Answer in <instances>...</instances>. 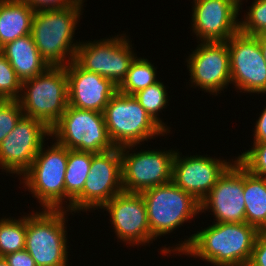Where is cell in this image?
Returning <instances> with one entry per match:
<instances>
[{"instance_id":"cell-1","label":"cell","mask_w":266,"mask_h":266,"mask_svg":"<svg viewBox=\"0 0 266 266\" xmlns=\"http://www.w3.org/2000/svg\"><path fill=\"white\" fill-rule=\"evenodd\" d=\"M259 230L244 223H218L197 231L176 244L165 247L161 253H181L199 258L213 266H247L254 248Z\"/></svg>"},{"instance_id":"cell-2","label":"cell","mask_w":266,"mask_h":266,"mask_svg":"<svg viewBox=\"0 0 266 266\" xmlns=\"http://www.w3.org/2000/svg\"><path fill=\"white\" fill-rule=\"evenodd\" d=\"M84 2L77 0L66 8L35 11L31 35L39 53L50 67H65L75 60L80 41L74 42L73 37L83 13Z\"/></svg>"},{"instance_id":"cell-3","label":"cell","mask_w":266,"mask_h":266,"mask_svg":"<svg viewBox=\"0 0 266 266\" xmlns=\"http://www.w3.org/2000/svg\"><path fill=\"white\" fill-rule=\"evenodd\" d=\"M18 101L24 116L38 119L51 129L68 106L65 67H49L38 76L22 81Z\"/></svg>"},{"instance_id":"cell-4","label":"cell","mask_w":266,"mask_h":266,"mask_svg":"<svg viewBox=\"0 0 266 266\" xmlns=\"http://www.w3.org/2000/svg\"><path fill=\"white\" fill-rule=\"evenodd\" d=\"M66 209H43L27 214L25 250L36 266H69ZM66 228V229H65Z\"/></svg>"},{"instance_id":"cell-5","label":"cell","mask_w":266,"mask_h":266,"mask_svg":"<svg viewBox=\"0 0 266 266\" xmlns=\"http://www.w3.org/2000/svg\"><path fill=\"white\" fill-rule=\"evenodd\" d=\"M141 195L147 208L151 243L201 213L200 202L172 181L147 189Z\"/></svg>"},{"instance_id":"cell-6","label":"cell","mask_w":266,"mask_h":266,"mask_svg":"<svg viewBox=\"0 0 266 266\" xmlns=\"http://www.w3.org/2000/svg\"><path fill=\"white\" fill-rule=\"evenodd\" d=\"M103 115L115 147L140 145L142 141L167 135L133 95L117 91L105 106Z\"/></svg>"},{"instance_id":"cell-7","label":"cell","mask_w":266,"mask_h":266,"mask_svg":"<svg viewBox=\"0 0 266 266\" xmlns=\"http://www.w3.org/2000/svg\"><path fill=\"white\" fill-rule=\"evenodd\" d=\"M43 144L30 168L22 175L23 187L39 200L42 209H65V172L68 149L56 141ZM64 202V203H63Z\"/></svg>"},{"instance_id":"cell-8","label":"cell","mask_w":266,"mask_h":266,"mask_svg":"<svg viewBox=\"0 0 266 266\" xmlns=\"http://www.w3.org/2000/svg\"><path fill=\"white\" fill-rule=\"evenodd\" d=\"M50 132L53 140L70 150L103 153L116 148L109 137L103 113L92 110L68 105Z\"/></svg>"},{"instance_id":"cell-9","label":"cell","mask_w":266,"mask_h":266,"mask_svg":"<svg viewBox=\"0 0 266 266\" xmlns=\"http://www.w3.org/2000/svg\"><path fill=\"white\" fill-rule=\"evenodd\" d=\"M137 145L120 147L123 191H143L172 181V163L176 150L132 151ZM130 150L132 153H130Z\"/></svg>"},{"instance_id":"cell-10","label":"cell","mask_w":266,"mask_h":266,"mask_svg":"<svg viewBox=\"0 0 266 266\" xmlns=\"http://www.w3.org/2000/svg\"><path fill=\"white\" fill-rule=\"evenodd\" d=\"M126 37L115 35L110 39L80 42L75 61L85 70L97 73L119 87L137 56Z\"/></svg>"},{"instance_id":"cell-11","label":"cell","mask_w":266,"mask_h":266,"mask_svg":"<svg viewBox=\"0 0 266 266\" xmlns=\"http://www.w3.org/2000/svg\"><path fill=\"white\" fill-rule=\"evenodd\" d=\"M123 191L120 148L92 153L90 172L82 193L72 202V212L98 210ZM96 208V209H95Z\"/></svg>"},{"instance_id":"cell-12","label":"cell","mask_w":266,"mask_h":266,"mask_svg":"<svg viewBox=\"0 0 266 266\" xmlns=\"http://www.w3.org/2000/svg\"><path fill=\"white\" fill-rule=\"evenodd\" d=\"M231 83L243 93L266 94V62L259 35L237 32L227 40Z\"/></svg>"},{"instance_id":"cell-13","label":"cell","mask_w":266,"mask_h":266,"mask_svg":"<svg viewBox=\"0 0 266 266\" xmlns=\"http://www.w3.org/2000/svg\"><path fill=\"white\" fill-rule=\"evenodd\" d=\"M46 135L49 137L51 132L42 121L23 116L0 143V169L21 178L44 144Z\"/></svg>"},{"instance_id":"cell-14","label":"cell","mask_w":266,"mask_h":266,"mask_svg":"<svg viewBox=\"0 0 266 266\" xmlns=\"http://www.w3.org/2000/svg\"><path fill=\"white\" fill-rule=\"evenodd\" d=\"M186 61L191 87L195 85L217 96L231 84L227 41L201 42Z\"/></svg>"},{"instance_id":"cell-15","label":"cell","mask_w":266,"mask_h":266,"mask_svg":"<svg viewBox=\"0 0 266 266\" xmlns=\"http://www.w3.org/2000/svg\"><path fill=\"white\" fill-rule=\"evenodd\" d=\"M242 0H194L192 30L200 42L227 41L239 32Z\"/></svg>"},{"instance_id":"cell-16","label":"cell","mask_w":266,"mask_h":266,"mask_svg":"<svg viewBox=\"0 0 266 266\" xmlns=\"http://www.w3.org/2000/svg\"><path fill=\"white\" fill-rule=\"evenodd\" d=\"M178 150L172 163V182L193 195L200 203L209 194L219 178L237 160L232 162L205 155L181 156ZM185 157V158H184Z\"/></svg>"},{"instance_id":"cell-17","label":"cell","mask_w":266,"mask_h":266,"mask_svg":"<svg viewBox=\"0 0 266 266\" xmlns=\"http://www.w3.org/2000/svg\"><path fill=\"white\" fill-rule=\"evenodd\" d=\"M110 214L116 237L131 246L151 241L147 208L141 193L122 191L103 207Z\"/></svg>"},{"instance_id":"cell-18","label":"cell","mask_w":266,"mask_h":266,"mask_svg":"<svg viewBox=\"0 0 266 266\" xmlns=\"http://www.w3.org/2000/svg\"><path fill=\"white\" fill-rule=\"evenodd\" d=\"M243 188L244 167L236 160L200 203L201 213L210 209L218 223H244Z\"/></svg>"},{"instance_id":"cell-19","label":"cell","mask_w":266,"mask_h":266,"mask_svg":"<svg viewBox=\"0 0 266 266\" xmlns=\"http://www.w3.org/2000/svg\"><path fill=\"white\" fill-rule=\"evenodd\" d=\"M68 82V105L103 113L118 87L109 79L82 68L75 60L65 66Z\"/></svg>"},{"instance_id":"cell-20","label":"cell","mask_w":266,"mask_h":266,"mask_svg":"<svg viewBox=\"0 0 266 266\" xmlns=\"http://www.w3.org/2000/svg\"><path fill=\"white\" fill-rule=\"evenodd\" d=\"M0 51L21 81L34 78L50 67L39 53L31 34L5 44Z\"/></svg>"},{"instance_id":"cell-21","label":"cell","mask_w":266,"mask_h":266,"mask_svg":"<svg viewBox=\"0 0 266 266\" xmlns=\"http://www.w3.org/2000/svg\"><path fill=\"white\" fill-rule=\"evenodd\" d=\"M35 10L21 0H3L0 5V48L31 34Z\"/></svg>"},{"instance_id":"cell-22","label":"cell","mask_w":266,"mask_h":266,"mask_svg":"<svg viewBox=\"0 0 266 266\" xmlns=\"http://www.w3.org/2000/svg\"><path fill=\"white\" fill-rule=\"evenodd\" d=\"M245 222L266 229V179L244 168Z\"/></svg>"},{"instance_id":"cell-23","label":"cell","mask_w":266,"mask_h":266,"mask_svg":"<svg viewBox=\"0 0 266 266\" xmlns=\"http://www.w3.org/2000/svg\"><path fill=\"white\" fill-rule=\"evenodd\" d=\"M92 152L68 149L67 168L65 172L66 209L72 213V202L82 193L90 172Z\"/></svg>"},{"instance_id":"cell-24","label":"cell","mask_w":266,"mask_h":266,"mask_svg":"<svg viewBox=\"0 0 266 266\" xmlns=\"http://www.w3.org/2000/svg\"><path fill=\"white\" fill-rule=\"evenodd\" d=\"M156 69L148 59L136 56L130 64L126 78L118 87V91L125 95H134L158 82Z\"/></svg>"},{"instance_id":"cell-25","label":"cell","mask_w":266,"mask_h":266,"mask_svg":"<svg viewBox=\"0 0 266 266\" xmlns=\"http://www.w3.org/2000/svg\"><path fill=\"white\" fill-rule=\"evenodd\" d=\"M22 217L0 219V257L25 248L27 215Z\"/></svg>"},{"instance_id":"cell-26","label":"cell","mask_w":266,"mask_h":266,"mask_svg":"<svg viewBox=\"0 0 266 266\" xmlns=\"http://www.w3.org/2000/svg\"><path fill=\"white\" fill-rule=\"evenodd\" d=\"M145 111L152 117V119L159 124L167 133H170V127L162 122L158 114L163 108H166L168 103V94L166 86L161 81H158L145 89L138 91L133 95ZM159 112V113H158Z\"/></svg>"},{"instance_id":"cell-27","label":"cell","mask_w":266,"mask_h":266,"mask_svg":"<svg viewBox=\"0 0 266 266\" xmlns=\"http://www.w3.org/2000/svg\"><path fill=\"white\" fill-rule=\"evenodd\" d=\"M242 20L239 21L240 32L253 36L266 34V0H254Z\"/></svg>"},{"instance_id":"cell-28","label":"cell","mask_w":266,"mask_h":266,"mask_svg":"<svg viewBox=\"0 0 266 266\" xmlns=\"http://www.w3.org/2000/svg\"><path fill=\"white\" fill-rule=\"evenodd\" d=\"M22 81L0 51V99L18 100L21 94Z\"/></svg>"},{"instance_id":"cell-29","label":"cell","mask_w":266,"mask_h":266,"mask_svg":"<svg viewBox=\"0 0 266 266\" xmlns=\"http://www.w3.org/2000/svg\"><path fill=\"white\" fill-rule=\"evenodd\" d=\"M236 158L251 174L266 177V142L253 143L249 150Z\"/></svg>"},{"instance_id":"cell-30","label":"cell","mask_w":266,"mask_h":266,"mask_svg":"<svg viewBox=\"0 0 266 266\" xmlns=\"http://www.w3.org/2000/svg\"><path fill=\"white\" fill-rule=\"evenodd\" d=\"M24 116L18 100L0 101V143Z\"/></svg>"},{"instance_id":"cell-31","label":"cell","mask_w":266,"mask_h":266,"mask_svg":"<svg viewBox=\"0 0 266 266\" xmlns=\"http://www.w3.org/2000/svg\"><path fill=\"white\" fill-rule=\"evenodd\" d=\"M247 266H266V229L259 230Z\"/></svg>"},{"instance_id":"cell-32","label":"cell","mask_w":266,"mask_h":266,"mask_svg":"<svg viewBox=\"0 0 266 266\" xmlns=\"http://www.w3.org/2000/svg\"><path fill=\"white\" fill-rule=\"evenodd\" d=\"M29 4L35 11L41 9H61L74 4L77 0H21Z\"/></svg>"},{"instance_id":"cell-33","label":"cell","mask_w":266,"mask_h":266,"mask_svg":"<svg viewBox=\"0 0 266 266\" xmlns=\"http://www.w3.org/2000/svg\"><path fill=\"white\" fill-rule=\"evenodd\" d=\"M10 266H36L34 259L25 249L4 256Z\"/></svg>"},{"instance_id":"cell-34","label":"cell","mask_w":266,"mask_h":266,"mask_svg":"<svg viewBox=\"0 0 266 266\" xmlns=\"http://www.w3.org/2000/svg\"><path fill=\"white\" fill-rule=\"evenodd\" d=\"M255 130H254V140L253 143H262L266 142V107L261 112L260 117L255 123Z\"/></svg>"},{"instance_id":"cell-35","label":"cell","mask_w":266,"mask_h":266,"mask_svg":"<svg viewBox=\"0 0 266 266\" xmlns=\"http://www.w3.org/2000/svg\"><path fill=\"white\" fill-rule=\"evenodd\" d=\"M259 46L266 62V34L259 35Z\"/></svg>"},{"instance_id":"cell-36","label":"cell","mask_w":266,"mask_h":266,"mask_svg":"<svg viewBox=\"0 0 266 266\" xmlns=\"http://www.w3.org/2000/svg\"><path fill=\"white\" fill-rule=\"evenodd\" d=\"M0 266H10L4 257H0Z\"/></svg>"}]
</instances>
